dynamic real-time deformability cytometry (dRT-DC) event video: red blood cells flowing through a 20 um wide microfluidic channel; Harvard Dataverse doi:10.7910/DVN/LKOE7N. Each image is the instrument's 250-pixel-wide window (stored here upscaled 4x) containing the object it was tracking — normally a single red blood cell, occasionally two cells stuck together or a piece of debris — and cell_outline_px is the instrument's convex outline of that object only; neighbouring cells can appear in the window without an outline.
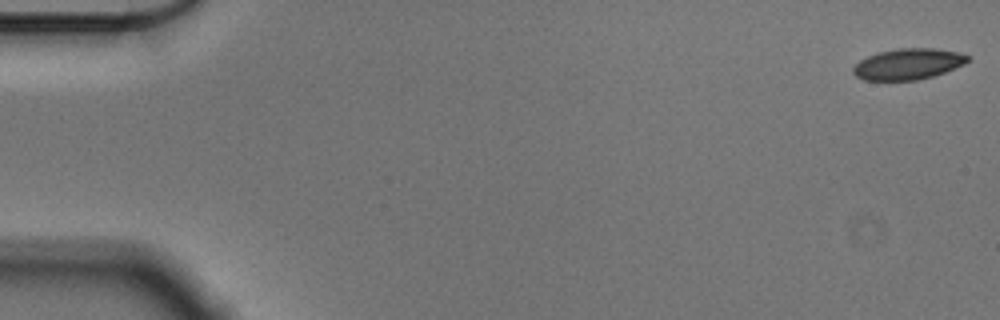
{"species": "Egyptian fruit bat (a non-hibernating species)", "species_latin": "Rousettus aegyptiacus", "temperature_condition": "cold", "stored_images_in_passage": 56, "camera_frame_rate_fps": 3000, "um_per_image_px": 0.085, "animal": {"sex": "male"}, "frame": {"image": 1, "passage_image": 1, "time_ms": 0.0, "image_size_px": [1000, 320], "cell_outline_px": [[968, 60], [964, 64], [944, 72], [932, 76], [916, 80], [864, 80], [856, 76], [852, 72], [852, 68], [860, 60], [868, 56], [880, 52], [900, 48], [936, 48], [956, 52], [968, 56]], "centroid_in_image_um": [77.16, 5.44], "position_along_channel_um": 7.8, "area_um2": 20.4}}
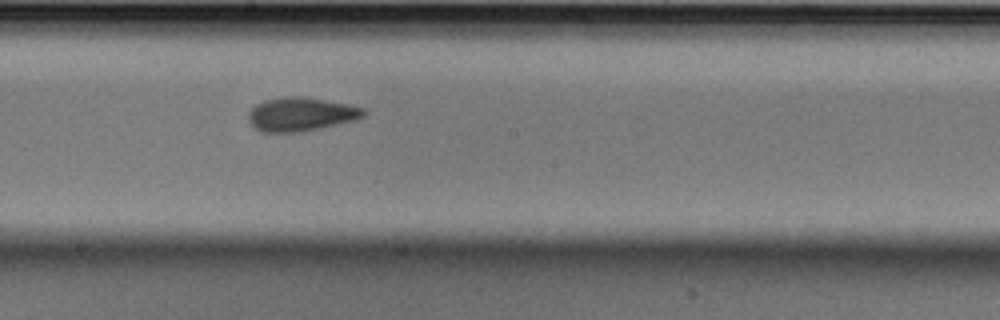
{"frame": {"image": 2, "passage_image": 31, "time_ms": 10.0, "image_size_px": [1000, 320], "cell_outline_px": [[368, 112], [364, 116], [356, 120], [320, 128], [300, 132], [260, 132], [248, 120], [248, 112], [256, 104], [264, 100], [288, 96], [300, 96], [348, 104], [364, 108]], "centroid_in_image_um": [25.59, 9.71], "position_along_channel_um": 222.6, "area_um2": 22.66}}
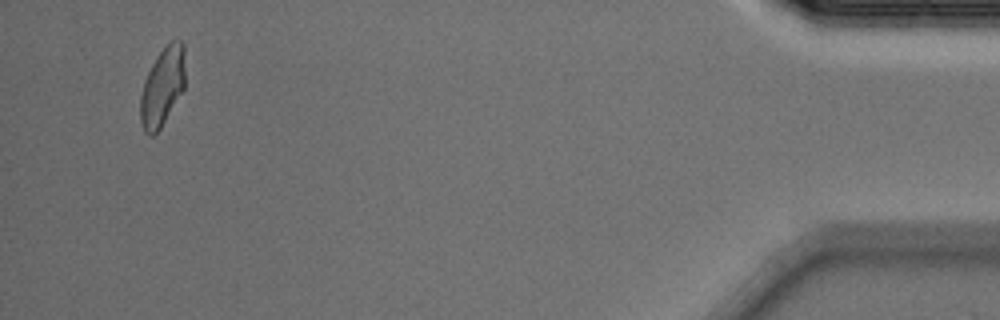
{"frame": {"image": 3, "passage_image": 54, "time_ms": 17.667, "image_size_px": [1000, 320], "cell_outline_px": [[184, 88], [160, 128], [152, 136], [148, 136], [144, 132], [140, 120], [140, 96], [144, 80], [156, 56], [172, 40], [180, 40], [184, 44]], "centroid_in_image_um": [13.79, 7.38], "position_along_channel_um": 421.4, "area_um2": 20.29}, "authors_computed_cell_mechanics": {"area_um2": 21.7617, "velocity_mm_per_s": 3.5755, "shape_relaxation_time_tau1_ms": 5.4767, "shape_relaxation_time_tau2_ms": 2.5455, "deformation_change_tau1": 0.1312, "deformation_change_tau2": 0.0657}}